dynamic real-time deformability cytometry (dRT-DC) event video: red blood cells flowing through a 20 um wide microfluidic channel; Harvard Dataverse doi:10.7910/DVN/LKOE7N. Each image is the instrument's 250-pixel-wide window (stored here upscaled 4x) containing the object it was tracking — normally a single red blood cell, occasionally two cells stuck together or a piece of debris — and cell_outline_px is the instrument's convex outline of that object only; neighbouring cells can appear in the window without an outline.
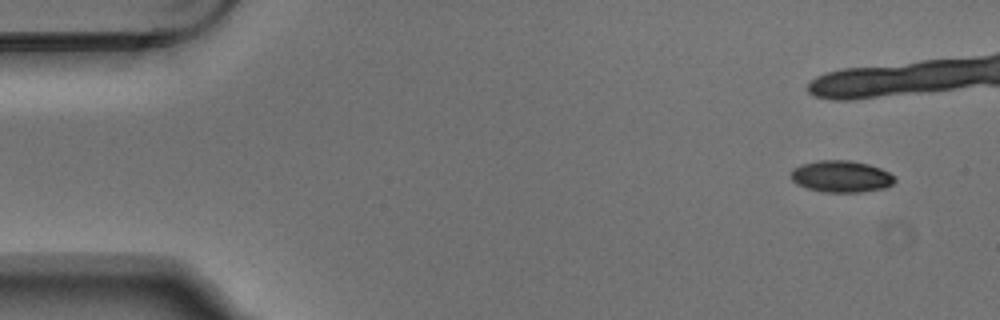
{"species": "Egyptian fruit bat (a non-hibernating species)", "species_latin": "Rousettus aegyptiacus", "temperature_condition": "warm", "stored_images_in_passage": 7, "camera_frame_rate_fps": 3000, "um_per_image_px": 0.085, "animal": {"sex": "male"}, "frame": {"image": 1, "passage_image": 1, "time_ms": 0.0, "image_size_px": [1000, 320], "cell_outline_px": [[896, 180], [892, 184], [884, 188], [860, 192], [824, 192], [808, 188], [796, 184], [792, 180], [792, 168], [800, 164], [816, 160], [848, 160], [868, 164], [880, 168], [896, 176]], "centroid_in_image_um": [71.5, 14.99], "position_along_channel_um": 13.5, "area_um2": 19.25}}
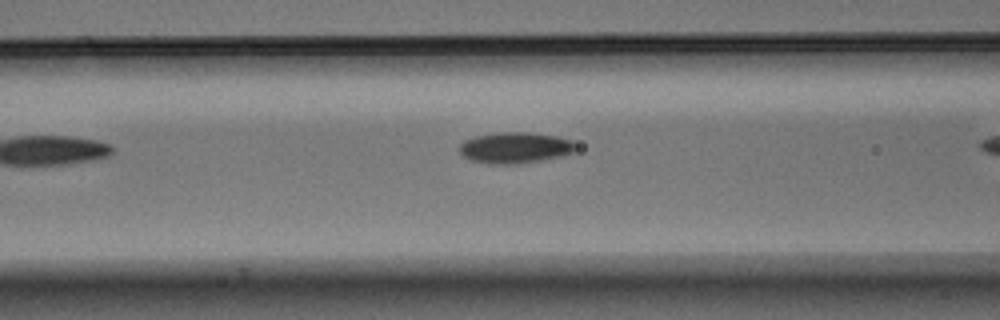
{"frame": {"image": 2, "passage_image": 6, "time_ms": 1.667, "image_size_px": [1000, 320], "cell_outline_px": [[576, 148], [572, 152], [564, 156], [516, 164], [488, 164], [468, 160], [460, 152], [460, 144], [464, 140], [476, 136], [500, 132], [528, 132], [560, 136], [572, 140], [576, 144]], "centroid_in_image_um": [43.8, 12.55], "position_along_channel_um": 122.8, "area_um2": 21.27}}